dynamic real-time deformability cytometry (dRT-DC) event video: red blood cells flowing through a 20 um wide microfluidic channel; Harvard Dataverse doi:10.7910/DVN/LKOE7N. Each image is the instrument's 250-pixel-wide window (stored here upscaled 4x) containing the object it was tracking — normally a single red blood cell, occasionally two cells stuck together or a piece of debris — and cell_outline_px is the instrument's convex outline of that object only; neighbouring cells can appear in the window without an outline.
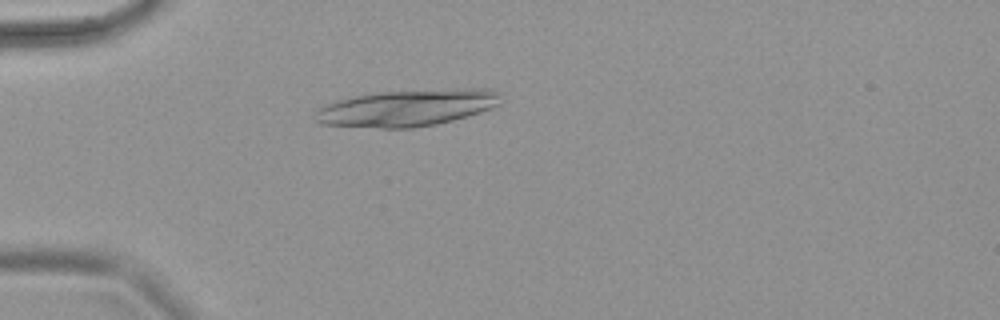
{"species": "common noctule bat (a hibernating species)", "species_latin": "Nyctalus noctula", "temperature_condition": "warm", "stored_images_in_passage": 64, "camera_frame_rate_fps": 3000, "um_per_image_px": 0.085, "animal": {"sex": "female", "body_mass_g": 18.4}, "frame": {"image": 1, "passage_image": 19, "time_ms": 6.0, "image_size_px": [1000, 320], "cell_outline_px": [[500, 104], [492, 108], [468, 116], [436, 124], [412, 128], [380, 128], [320, 124], [312, 120], [312, 116], [316, 108], [324, 104], [336, 100], [352, 96], [376, 92], [464, 88], [488, 88], [500, 92]], "centroid_in_image_um": [34.55, 9.16], "position_along_channel_um": 50.5, "area_um2": 40.29}}
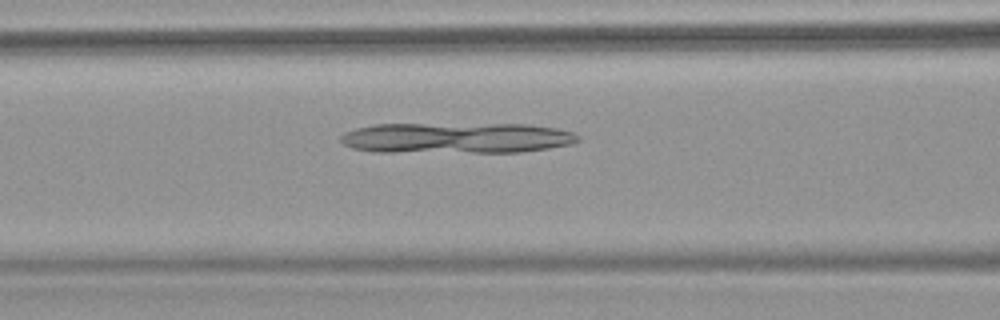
{"frame": {"image": 2, "passage_image": 28, "time_ms": 9.0, "image_size_px": [1000, 320], "cell_outline_px": [[580, 140], [572, 144], [548, 148], [520, 152], [372, 152], [352, 148], [344, 144], [340, 140], [340, 136], [344, 132], [356, 128], [376, 124], [528, 124], [556, 128], [576, 132], [580, 136]], "centroid_in_image_um": [38.81, 11.72], "position_along_channel_um": 127.8, "area_um2": 42.95}}
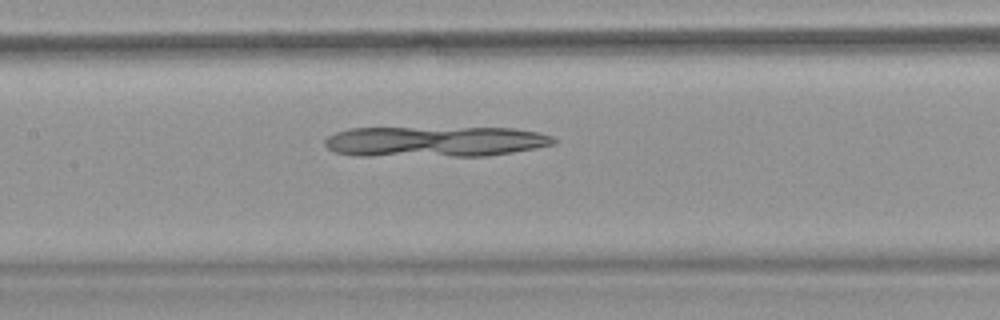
{"frame": {"image": 3, "passage_image": 32, "time_ms": 10.333, "image_size_px": [1000, 320], "cell_outline_px": [[556, 144], [536, 148], [488, 156], [356, 156], [332, 152], [324, 144], [324, 140], [328, 136], [336, 132], [348, 128], [512, 128], [540, 132], [552, 136], [556, 140]], "centroid_in_image_um": [36.96, 12.04], "position_along_channel_um": 170.4, "area_um2": 41.27}}